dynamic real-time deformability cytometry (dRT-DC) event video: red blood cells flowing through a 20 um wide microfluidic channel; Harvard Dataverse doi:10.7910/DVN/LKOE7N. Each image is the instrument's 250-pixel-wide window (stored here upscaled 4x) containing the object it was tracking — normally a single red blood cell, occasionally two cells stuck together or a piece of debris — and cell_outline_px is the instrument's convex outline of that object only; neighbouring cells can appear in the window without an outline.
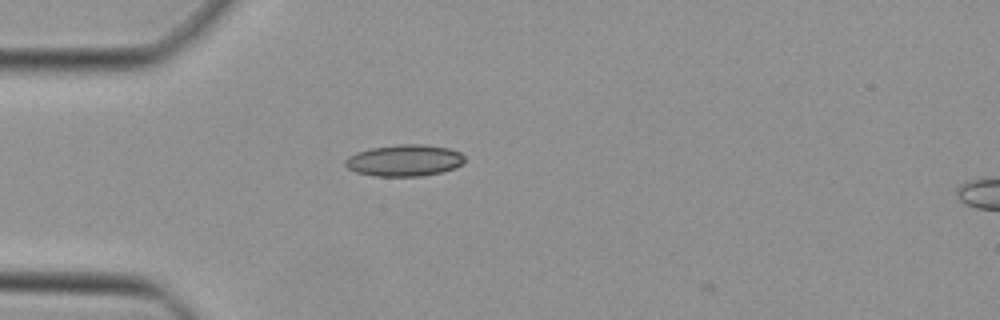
{"species": "Egyptian fruit bat (a non-hibernating species)", "species_latin": "Rousettus aegyptiacus", "temperature_condition": "cold", "stored_images_in_passage": 2, "camera_frame_rate_fps": 3000, "um_per_image_px": 0.085, "animal": {"sex": "female"}, "frame": {"image": 1, "passage_image": 1, "time_ms": 0.0, "image_size_px": [1000, 320], "cell_outline_px": [[464, 164], [456, 168], [440, 172], [420, 176], [376, 176], [356, 172], [348, 168], [344, 164], [344, 160], [348, 156], [356, 152], [372, 148], [400, 144], [420, 144], [448, 148], [460, 152], [464, 156]], "centroid_in_image_um": [34.37, 13.64], "position_along_channel_um": 50.6, "area_um2": 21.96}}